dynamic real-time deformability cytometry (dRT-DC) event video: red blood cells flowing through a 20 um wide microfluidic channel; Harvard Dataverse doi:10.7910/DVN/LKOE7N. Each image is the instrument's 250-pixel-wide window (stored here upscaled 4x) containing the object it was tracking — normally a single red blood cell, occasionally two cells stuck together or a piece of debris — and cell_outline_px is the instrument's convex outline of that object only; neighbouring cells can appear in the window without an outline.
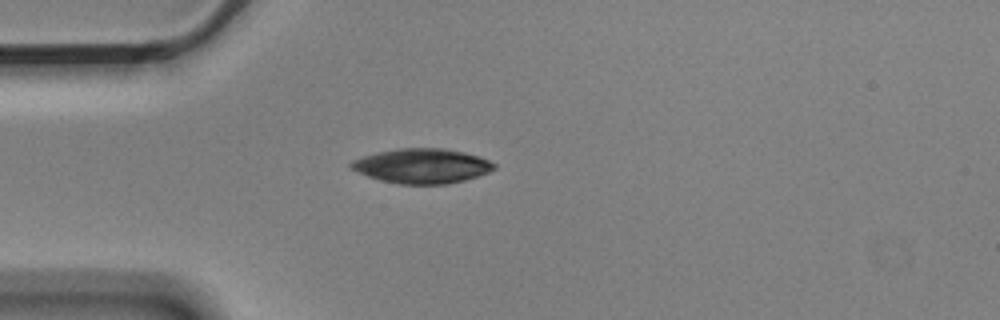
{"species": "Egyptian fruit bat (a non-hibernating species)", "species_latin": "Rousettus aegyptiacus", "temperature_condition": "cold", "stored_images_in_passage": 1, "camera_frame_rate_fps": 3000, "um_per_image_px": 0.085, "animal": {"sex": "male"}, "frame": {"image": 1, "passage_image": 1, "time_ms": 0.0, "image_size_px": [1000, 320], "cell_outline_px": [[496, 168], [488, 172], [464, 180], [448, 184], [396, 184], [380, 180], [368, 176], [352, 168], [348, 164], [352, 160], [376, 152], [400, 148], [444, 148], [464, 152], [488, 160], [496, 164]], "centroid_in_image_um": [35.86, 14.1], "position_along_channel_um": 49.1, "area_um2": 28.78}}